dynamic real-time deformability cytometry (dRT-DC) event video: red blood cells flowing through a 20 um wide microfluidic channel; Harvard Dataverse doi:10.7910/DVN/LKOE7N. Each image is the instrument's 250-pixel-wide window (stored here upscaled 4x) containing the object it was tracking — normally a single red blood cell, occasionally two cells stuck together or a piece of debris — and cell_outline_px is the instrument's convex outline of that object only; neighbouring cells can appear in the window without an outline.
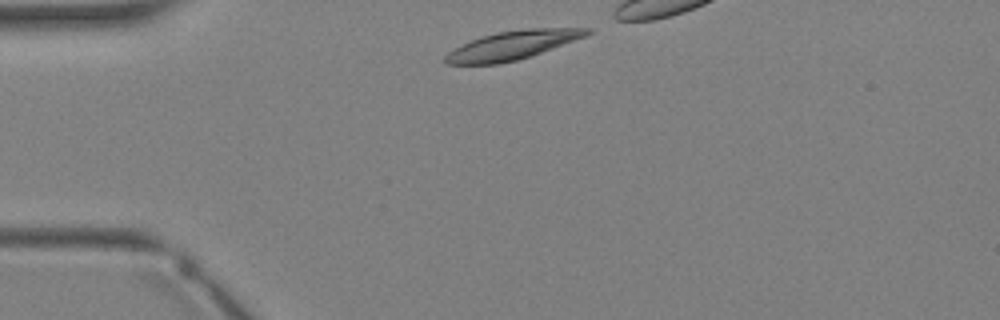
{"species": "Egyptian fruit bat (a non-hibernating species)", "species_latin": "Rousettus aegyptiacus", "temperature_condition": "warm", "stored_images_in_passage": 3, "camera_frame_rate_fps": 3000, "um_per_image_px": 0.085, "animal": {"sex": "female"}, "frame": {"image": 1, "passage_image": 1, "time_ms": 0.0, "image_size_px": [1000, 320], "cell_outline_px": [[592, 32], [584, 36], [540, 52], [516, 60], [500, 64], [448, 64], [444, 60], [444, 56], [448, 52], [472, 40], [496, 32], [528, 28], [592, 28]], "centroid_in_image_um": [43.53, 3.84], "position_along_channel_um": 41.5, "area_um2": 23.0}}
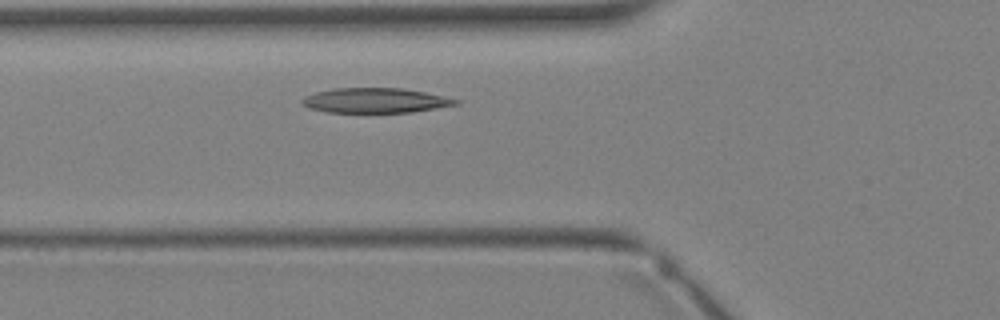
{"frame": {"image": 2, "passage_image": 3, "time_ms": 2.333, "image_size_px": [1000, 320], "cell_outline_px": [[460, 104], [412, 112], [328, 112], [308, 108], [300, 100], [304, 96], [316, 92], [332, 88], [404, 88], [424, 92], [460, 100]], "centroid_in_image_um": [31.89, 8.53], "position_along_channel_um": 93.9, "area_um2": 22.2}}